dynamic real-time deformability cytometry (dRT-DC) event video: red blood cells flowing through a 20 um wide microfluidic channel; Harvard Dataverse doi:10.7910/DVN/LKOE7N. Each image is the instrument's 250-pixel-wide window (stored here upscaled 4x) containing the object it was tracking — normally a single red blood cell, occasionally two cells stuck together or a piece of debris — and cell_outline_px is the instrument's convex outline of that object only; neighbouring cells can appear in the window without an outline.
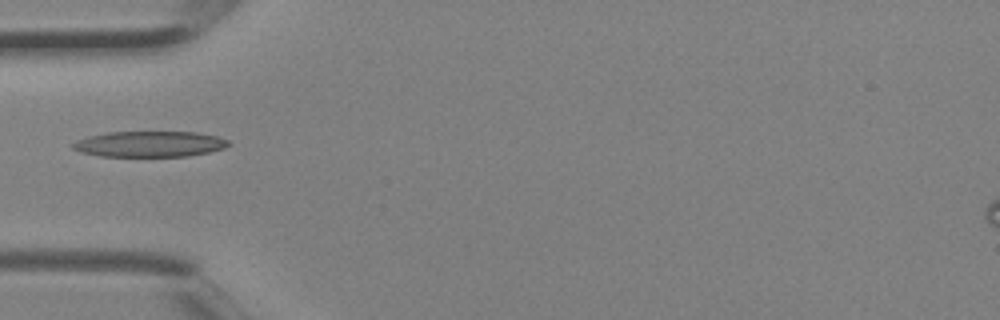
{"species": "Egyptian fruit bat (a non-hibernating species)", "species_latin": "Rousettus aegyptiacus", "temperature_condition": "room temperature", "stored_images_in_passage": 3, "camera_frame_rate_fps": 3000, "um_per_image_px": 0.085, "animal": {"sex": "female"}, "frame": {"image": 1, "passage_image": 3, "time_ms": 0.667, "image_size_px": [1000, 320], "cell_outline_px": [[232, 144], [224, 148], [208, 152], [188, 156], [100, 156], [80, 152], [72, 148], [72, 144], [76, 140], [88, 136], [108, 132], [196, 132], [216, 136], [228, 140]], "centroid_in_image_um": [12.71, 12.24], "position_along_channel_um": 72.3, "area_um2": 23.35}}